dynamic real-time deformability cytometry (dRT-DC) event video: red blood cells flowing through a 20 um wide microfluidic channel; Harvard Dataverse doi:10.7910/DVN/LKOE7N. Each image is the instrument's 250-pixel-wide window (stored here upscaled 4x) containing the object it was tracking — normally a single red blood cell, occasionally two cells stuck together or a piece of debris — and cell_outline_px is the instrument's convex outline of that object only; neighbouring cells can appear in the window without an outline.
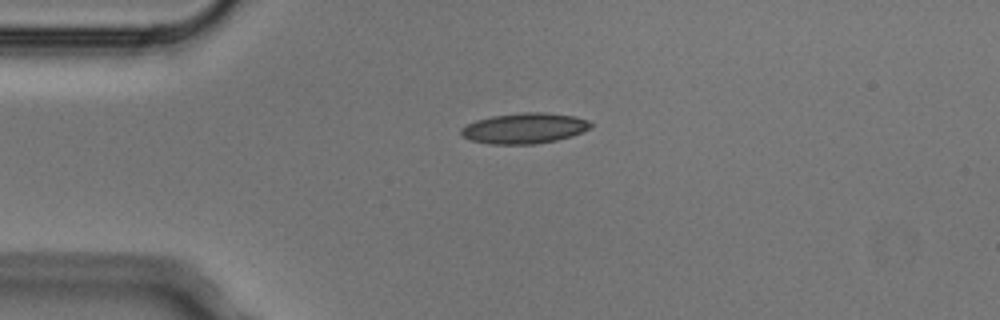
{"species": "Egyptian fruit bat (a non-hibernating species)", "species_latin": "Rousettus aegyptiacus", "temperature_condition": "cold", "stored_images_in_passage": 5, "camera_frame_rate_fps": 3000, "um_per_image_px": 0.085, "animal": {"sex": "male"}, "frame": {"image": 1, "passage_image": 1, "time_ms": 0.0, "image_size_px": [1000, 320], "cell_outline_px": [[592, 128], [572, 136], [556, 140], [536, 144], [488, 144], [472, 140], [460, 136], [460, 128], [476, 120], [492, 116], [524, 112], [544, 112], [576, 116], [588, 120], [592, 124]], "centroid_in_image_um": [44.59, 10.9], "position_along_channel_um": 40.4, "area_um2": 23.24}}
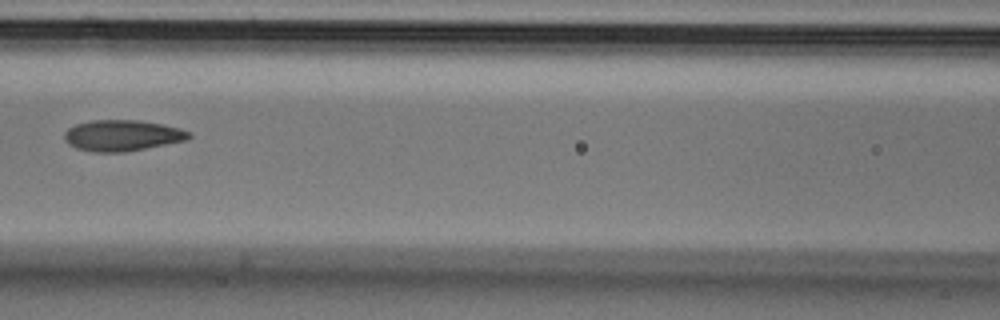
{"frame": {"image": 2, "passage_image": 4, "time_ms": 1.0, "image_size_px": [1000, 320], "cell_outline_px": [[192, 136], [188, 140], [124, 152], [92, 152], [76, 148], [68, 144], [64, 140], [64, 132], [68, 128], [76, 124], [92, 120], [140, 120], [180, 128], [192, 132]], "centroid_in_image_um": [10.39, 11.51], "position_along_channel_um": 156.2, "area_um2": 22.66}}
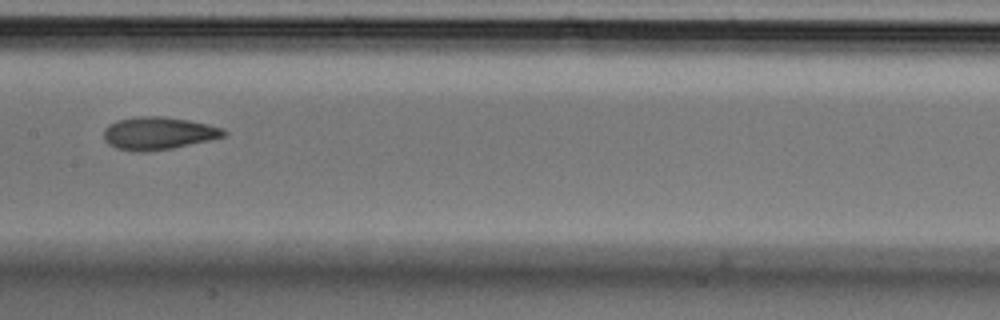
{"frame": {"image": 3, "passage_image": 5, "time_ms": 1.333, "image_size_px": [1000, 320], "cell_outline_px": [[228, 132], [224, 136], [212, 140], [172, 148], [144, 152], [136, 152], [116, 148], [108, 144], [104, 140], [104, 128], [108, 124], [116, 120], [140, 116], [164, 116], [188, 120], [208, 124], [224, 128]], "centroid_in_image_um": [13.46, 11.33], "position_along_channel_um": 193.9, "area_um2": 23.12}}